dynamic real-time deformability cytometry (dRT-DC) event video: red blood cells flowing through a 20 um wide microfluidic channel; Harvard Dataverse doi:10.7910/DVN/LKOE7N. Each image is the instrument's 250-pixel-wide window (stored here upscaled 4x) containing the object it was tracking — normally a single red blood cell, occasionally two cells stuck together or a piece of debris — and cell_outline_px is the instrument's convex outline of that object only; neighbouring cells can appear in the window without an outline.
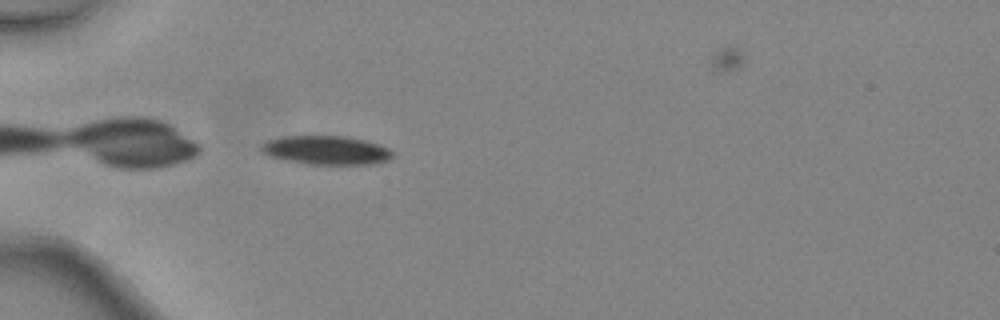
{"species": "common noctule bat (a hibernating species)", "species_latin": "Nyctalus noctula", "temperature_condition": "warm", "stored_images_in_passage": 4, "camera_frame_rate_fps": 3000, "um_per_image_px": 0.085, "animal": {"sex": "female", "body_mass_g": 24.6, "forearm_length_mm": 56.2}, "frame": {"image": 1, "passage_image": 4, "time_ms": 1.0, "image_size_px": [1000, 320], "cell_outline_px": [[392, 156], [388, 160], [368, 164], [308, 164], [288, 160], [272, 156], [264, 152], [260, 148], [260, 144], [268, 140], [284, 136], [344, 136], [364, 140], [380, 144], [388, 148], [392, 152]], "centroid_in_image_um": [27.74, 12.75], "position_along_channel_um": 57.3, "area_um2": 21.73}}